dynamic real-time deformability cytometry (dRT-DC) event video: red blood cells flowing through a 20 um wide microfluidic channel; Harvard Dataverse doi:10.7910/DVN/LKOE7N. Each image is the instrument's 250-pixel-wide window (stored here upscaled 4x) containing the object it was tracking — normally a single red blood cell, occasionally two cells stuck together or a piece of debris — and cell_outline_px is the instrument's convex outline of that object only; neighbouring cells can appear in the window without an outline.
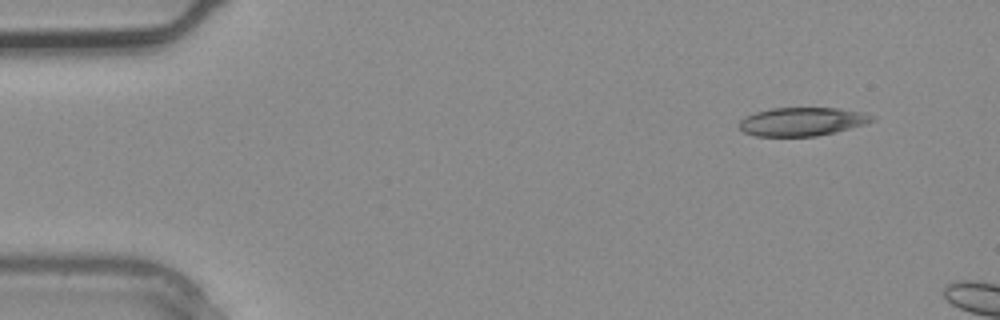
{"species": "common noctule bat (a hibernating species)", "species_latin": "Nyctalus noctula", "temperature_condition": "warm", "stored_images_in_passage": 2, "camera_frame_rate_fps": 3000, "um_per_image_px": 0.085, "animal": {"sex": "male", "body_mass_g": 20.4}, "frame": {"image": 1, "passage_image": 1, "time_ms": 0.0, "image_size_px": [1000, 320], "cell_outline_px": [[876, 120], [868, 124], [836, 132], [816, 136], [756, 136], [744, 132], [740, 128], [740, 120], [744, 116], [756, 112], [772, 108], [840, 108], [860, 112], [876, 116]], "centroid_in_image_um": [68.23, 10.34], "position_along_channel_um": 16.8, "area_um2": 22.2}}